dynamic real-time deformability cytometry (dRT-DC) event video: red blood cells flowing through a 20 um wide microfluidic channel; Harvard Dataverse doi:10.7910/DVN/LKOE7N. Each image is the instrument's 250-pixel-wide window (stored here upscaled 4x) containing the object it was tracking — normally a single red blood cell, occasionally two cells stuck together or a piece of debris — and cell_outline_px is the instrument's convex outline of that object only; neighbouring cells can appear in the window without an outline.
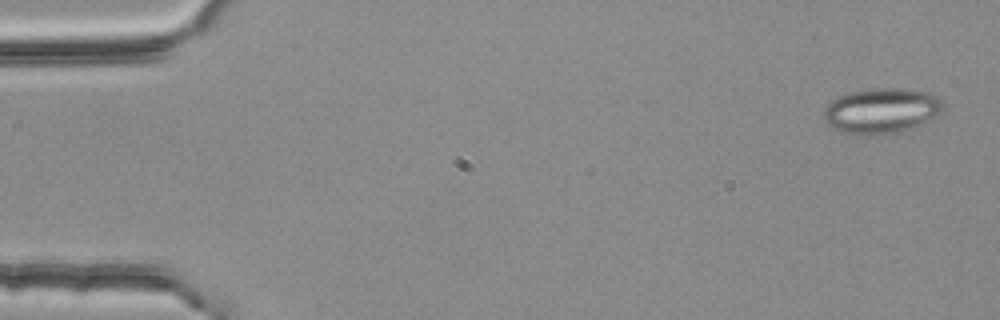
{"species": "common noctule bat (a hibernating species)", "species_latin": "Nyctalus noctula", "temperature_condition": "room temperature", "stored_images_in_passage": 3, "camera_frame_rate_fps": 3000, "um_per_image_px": 0.085, "animal": {"sex": "female", "body_mass_g": 25.1}, "frame": {"image": 1, "passage_image": 1, "time_ms": 0.0, "image_size_px": [1000, 320], "cell_outline_px": [[944, 108], [936, 116], [916, 128], [900, 132], [876, 136], [860, 136], [840, 132], [828, 124], [824, 120], [824, 108], [836, 96], [848, 92], [868, 88], [904, 88], [932, 92], [940, 96], [944, 104]], "centroid_in_image_um": [74.95, 9.42], "position_along_channel_um": 10.0, "area_um2": 32.66}}